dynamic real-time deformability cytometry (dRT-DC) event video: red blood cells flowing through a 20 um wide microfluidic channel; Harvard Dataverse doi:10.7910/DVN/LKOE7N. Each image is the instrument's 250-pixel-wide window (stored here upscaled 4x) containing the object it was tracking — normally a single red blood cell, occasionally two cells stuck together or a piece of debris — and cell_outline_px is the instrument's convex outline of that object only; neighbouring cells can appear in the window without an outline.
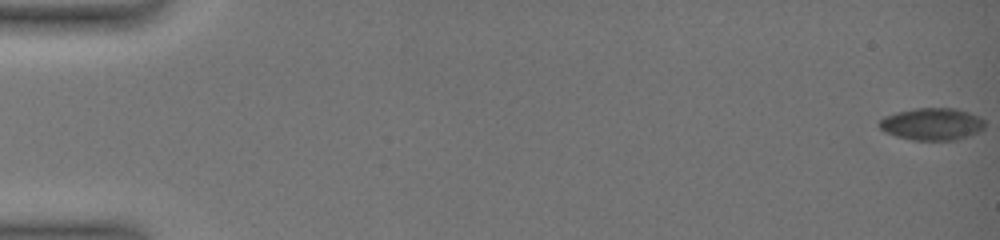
{"species": "common noctule bat (a hibernating species)", "species_latin": "Nyctalus noctula", "temperature_condition": "warm", "stored_images_in_passage": 25, "camera_frame_rate_fps": 3000, "um_per_image_px": 0.085, "animal": {"sex": "female", "body_mass_g": 19.0, "forearm_length_mm": 51.5}, "frame": {"image": 1, "passage_image": 1, "time_ms": 0.0, "image_size_px": [1000, 240], "cell_outline_px": [[984, 128], [968, 136], [956, 140], [912, 140], [896, 136], [884, 132], [876, 124], [884, 116], [896, 112], [916, 108], [956, 108], [968, 112], [984, 120]], "centroid_in_image_um": [79.17, 10.54], "position_along_channel_um": 5.8, "area_um2": 19.83}}
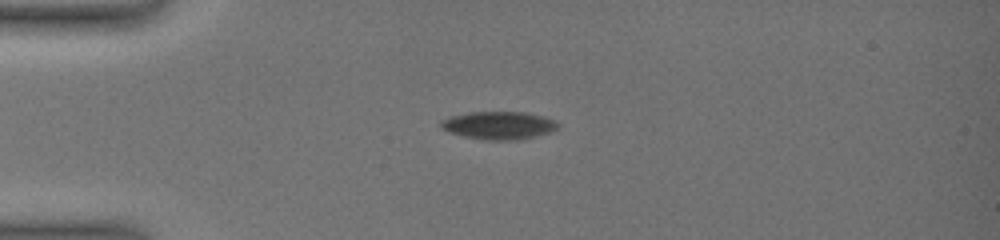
{"frame": {"image": 2, "passage_image": 17, "time_ms": 5.333, "image_size_px": [1000, 240], "cell_outline_px": [[560, 128], [552, 132], [516, 140], [488, 140], [464, 136], [448, 132], [440, 128], [440, 120], [452, 116], [468, 112], [524, 112], [556, 120], [560, 124]], "centroid_in_image_um": [42.41, 10.65], "position_along_channel_um": 42.6, "area_um2": 19.07}}
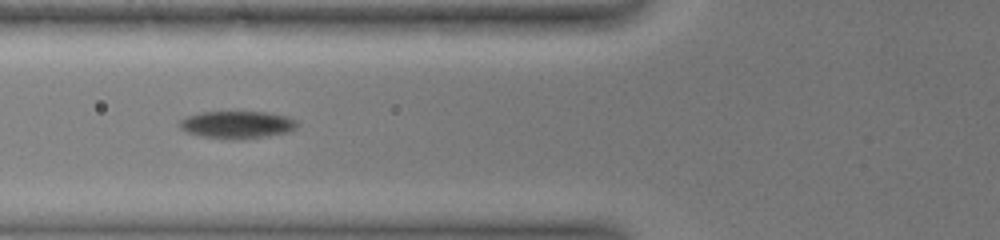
{"frame": {"image": 3, "passage_image": 24, "time_ms": 8.0, "image_size_px": [1000, 240], "cell_outline_px": [[300, 124], [296, 128], [288, 132], [268, 136], [240, 140], [232, 140], [200, 136], [188, 132], [180, 128], [180, 120], [188, 116], [200, 112], [268, 112], [288, 116], [296, 120]], "centroid_in_image_um": [20.2, 10.61], "position_along_channel_um": 105.6, "area_um2": 19.02}}